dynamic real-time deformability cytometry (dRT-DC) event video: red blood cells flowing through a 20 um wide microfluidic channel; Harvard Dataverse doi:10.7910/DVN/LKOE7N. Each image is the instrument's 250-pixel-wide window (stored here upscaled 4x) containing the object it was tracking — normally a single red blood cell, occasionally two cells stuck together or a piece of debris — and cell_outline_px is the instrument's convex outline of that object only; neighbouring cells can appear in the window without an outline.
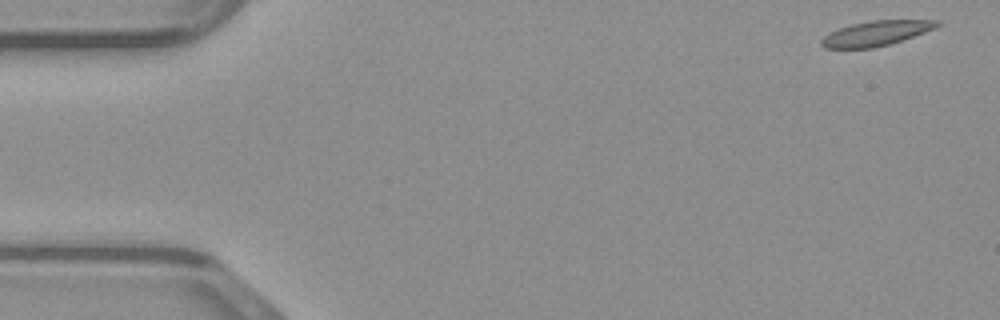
{"species": "common noctule bat (a hibernating species)", "species_latin": "Nyctalus noctula", "temperature_condition": "warm", "stored_images_in_passage": 46, "camera_frame_rate_fps": 3000, "um_per_image_px": 0.085, "animal": {"sex": "male", "body_mass_g": 23.1, "forearm_length_mm": 52.7}, "frame": {"image": 1, "passage_image": 1, "time_ms": 0.0, "image_size_px": [1000, 320], "cell_outline_px": [[940, 24], [936, 28], [888, 44], [872, 48], [824, 48], [820, 44], [820, 40], [828, 32], [852, 24], [872, 20], [940, 20]], "centroid_in_image_um": [74.43, 2.83], "position_along_channel_um": 10.6, "area_um2": 16.59}}
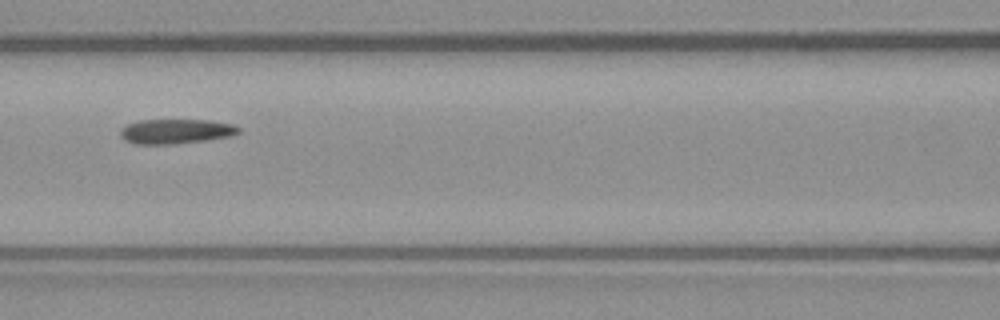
{"frame": {"image": 2, "passage_image": 20, "time_ms": 6.333, "image_size_px": [1000, 320], "cell_outline_px": [[240, 132], [232, 136], [176, 144], [136, 144], [124, 140], [120, 136], [120, 132], [128, 124], [140, 120], [208, 120], [236, 124], [240, 128]], "centroid_in_image_um": [14.99, 11.16], "position_along_channel_um": 151.6, "area_um2": 17.05}}
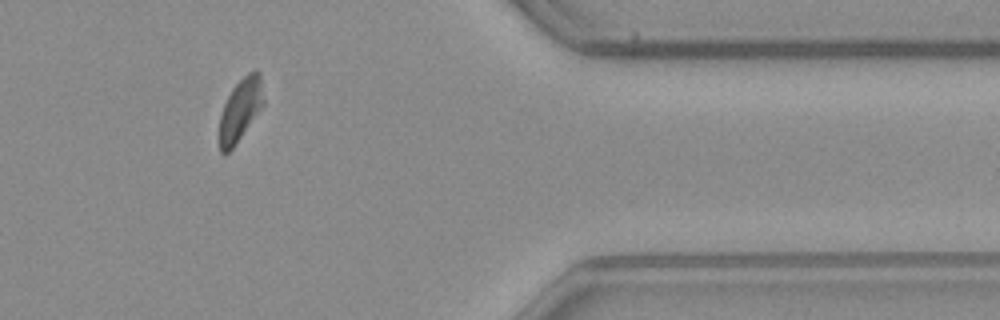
{"frame": {"image": 3, "passage_image": 39, "time_ms": 12.667, "image_size_px": [1000, 320], "cell_outline_px": [[264, 104], [232, 148], [224, 156], [220, 152], [220, 116], [224, 104], [232, 88], [248, 72], [256, 68], [260, 72], [264, 100]], "centroid_in_image_um": [20.44, 9.29], "position_along_channel_um": 391.0, "area_um2": 15.84}}